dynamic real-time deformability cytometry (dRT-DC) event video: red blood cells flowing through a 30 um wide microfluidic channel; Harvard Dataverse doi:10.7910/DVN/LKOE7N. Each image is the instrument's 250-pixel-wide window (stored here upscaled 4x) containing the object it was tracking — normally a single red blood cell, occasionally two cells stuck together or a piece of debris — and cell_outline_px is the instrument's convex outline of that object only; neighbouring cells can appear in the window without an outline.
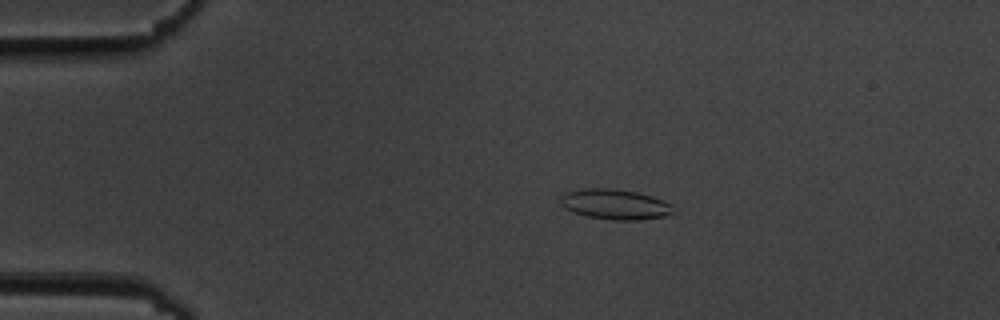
{"species": "common noctule bat (a hibernating species)", "species_latin": "Nyctalus noctula", "temperature_condition": "cold", "stored_images_in_passage": 55, "camera_frame_rate_fps": 3000, "um_per_image_px": 0.085, "animal": {"sex": "male", "body_mass_g": 19.5, "forearm_length_mm": 54.6}, "frame": {"image": 1, "passage_image": 11, "time_ms": 3.333, "image_size_px": [1000, 320], "cell_outline_px": [[672, 212], [668, 216], [640, 220], [612, 220], [588, 216], [572, 212], [564, 208], [560, 204], [560, 196], [564, 192], [584, 188], [612, 188], [636, 192], [652, 196], [668, 204]], "centroid_in_image_um": [52.19, 17.36], "position_along_channel_um": 32.8, "area_um2": 19.83}}
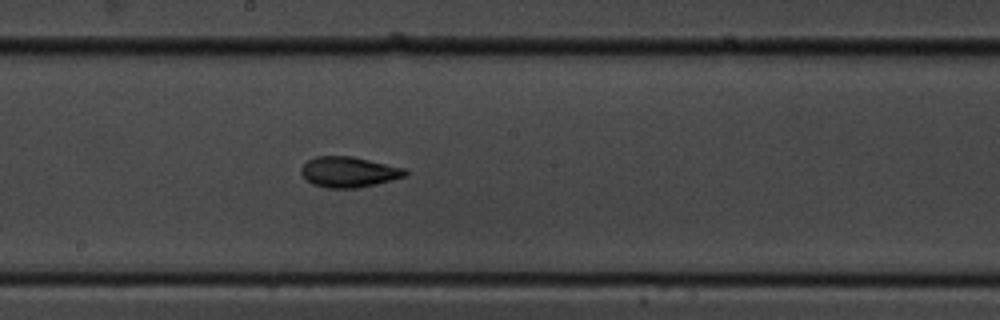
{"frame": {"image": 2, "passage_image": 30, "time_ms": 9.667, "image_size_px": [1000, 320], "cell_outline_px": [[408, 176], [360, 188], [328, 188], [312, 184], [300, 172], [300, 168], [308, 160], [316, 156], [352, 156], [408, 168]], "centroid_in_image_um": [29.7, 14.61], "position_along_channel_um": 218.5, "area_um2": 18.79}}
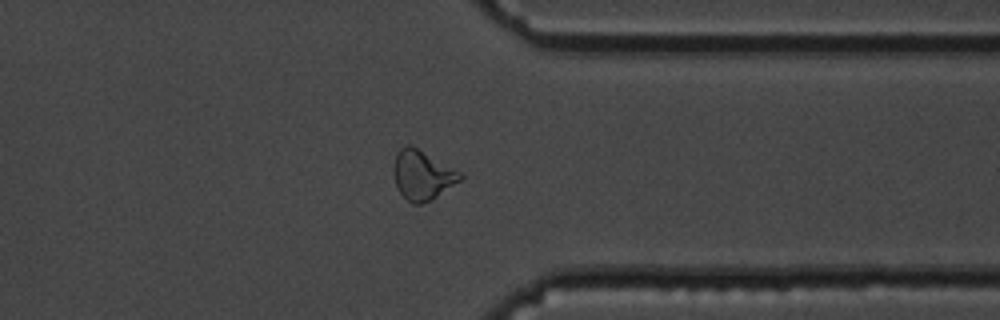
{"frame": {"image": 3, "passage_image": 43, "time_ms": 14.0, "image_size_px": [1000, 320], "cell_outline_px": [[464, 176], [460, 180], [432, 200], [420, 204], [412, 204], [400, 192], [396, 184], [392, 168], [396, 152], [400, 148], [408, 144], [416, 148], [460, 172]], "centroid_in_image_um": [35.86, 14.89], "position_along_channel_um": 375.5, "area_um2": 18.84}, "authors_computed_cell_mechanics": {"area_um2": 18.9584, "velocity_mm_per_s": 3.6929, "shape_relaxation_time_tau1_ms": 3.3768, "shape_relaxation_time_tau2_ms": 3.2538, "deformation_change_tau1": 0.1342, "deformation_change_tau2": 0.0989}}